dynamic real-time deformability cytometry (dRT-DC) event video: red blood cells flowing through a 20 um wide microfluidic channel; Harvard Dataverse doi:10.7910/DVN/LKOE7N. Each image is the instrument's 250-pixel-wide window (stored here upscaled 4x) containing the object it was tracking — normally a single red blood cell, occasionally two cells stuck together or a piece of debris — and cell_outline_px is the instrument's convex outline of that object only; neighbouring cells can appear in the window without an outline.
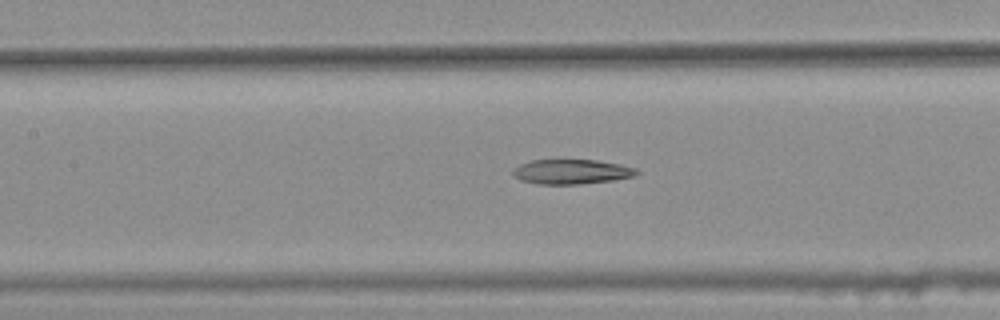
{"species": "common noctule bat (a hibernating species)", "species_latin": "Nyctalus noctula", "temperature_condition": "warm", "stored_images_in_passage": 46, "segment_of_instrument_passage": [2, 2], "camera_frame_rate_fps": 3000, "um_per_image_px": 0.085, "animal": {"sex": "female", "body_mass_g": 25.1}, "frame": {"image": 1, "passage_image": 24, "time_ms": 7.667, "image_size_px": [1000, 320], "cell_outline_px": [[640, 172], [636, 176], [612, 180], [580, 184], [536, 184], [520, 180], [512, 172], [512, 168], [520, 164], [532, 160], [560, 156], [596, 160], [620, 164], [636, 168]], "centroid_in_image_um": [48.55, 14.54], "position_along_channel_um": 158.9, "area_um2": 18.79}}
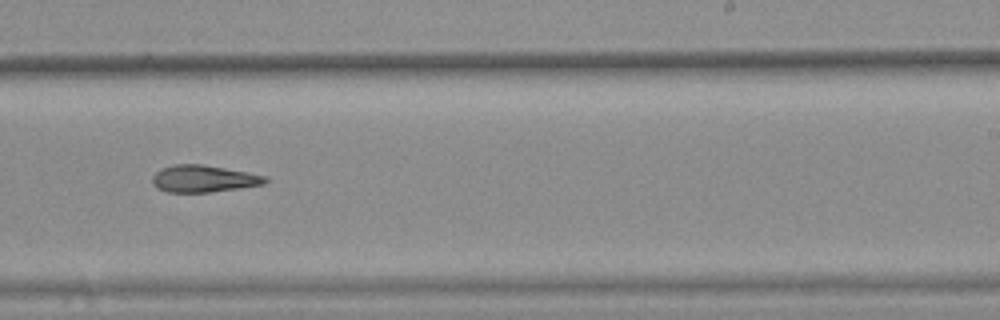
{"frame": {"image": 2, "passage_image": 33, "time_ms": 10.667, "image_size_px": [1000, 320], "cell_outline_px": [[268, 180], [264, 184], [208, 192], [168, 192], [156, 188], [152, 184], [152, 176], [160, 168], [172, 164], [200, 164], [248, 172], [268, 176]], "centroid_in_image_um": [17.26, 15.18], "position_along_channel_um": 271.7, "area_um2": 17.74}}
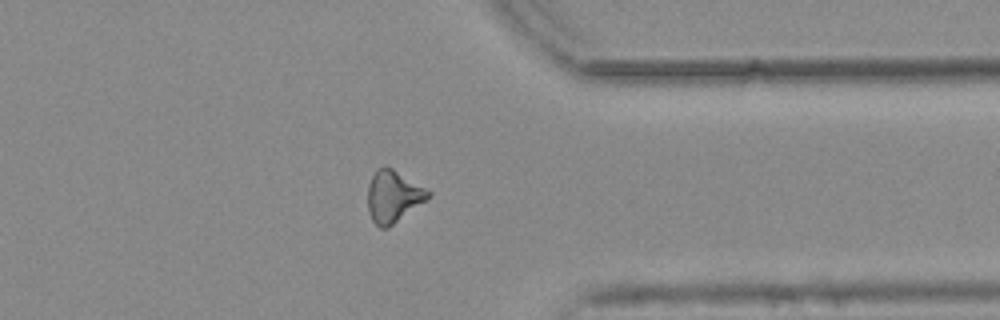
{"frame": {"image": 3, "passage_image": 42, "time_ms": 13.667, "image_size_px": [1000, 320], "cell_outline_px": [[432, 196], [388, 228], [380, 228], [372, 220], [368, 212], [368, 184], [376, 168], [384, 164], [392, 168], [432, 192]], "centroid_in_image_um": [33.41, 16.68], "position_along_channel_um": 378.0, "area_um2": 18.38}}